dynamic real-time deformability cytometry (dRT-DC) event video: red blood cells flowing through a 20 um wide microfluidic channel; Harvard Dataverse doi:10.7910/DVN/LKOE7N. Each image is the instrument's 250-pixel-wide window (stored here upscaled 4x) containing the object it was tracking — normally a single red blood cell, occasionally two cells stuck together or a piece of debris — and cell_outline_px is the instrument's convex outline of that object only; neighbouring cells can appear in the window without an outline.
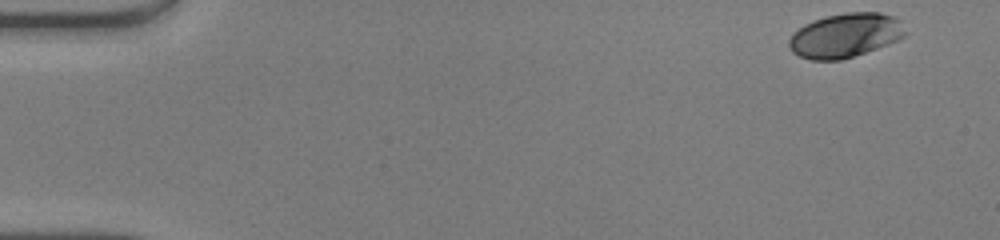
{"species": "human", "species_latin": "Homo sapiens", "temperature_condition": "warm", "stored_images_in_passage": 48, "camera_frame_rate_fps": 3000, "um_per_image_px": 0.085, "donor": {"sex": "male"}, "frame": {"image": 1, "passage_image": 1, "time_ms": 0.0, "image_size_px": [1000, 240], "cell_outline_px": [[908, 32], [904, 36], [888, 44], [840, 60], [812, 60], [800, 56], [792, 52], [788, 48], [788, 40], [792, 32], [804, 24], [812, 20], [824, 16], [848, 12], [880, 12], [892, 16], [900, 20]], "centroid_in_image_um": [71.81, 2.99], "position_along_channel_um": 13.2, "area_um2": 30.11}}
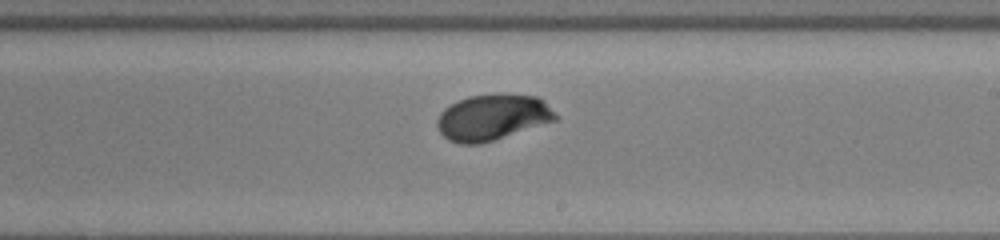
{"frame": {"image": 2, "passage_image": 28, "time_ms": 9.0, "image_size_px": [1000, 240], "cell_outline_px": [[560, 116], [556, 120], [480, 144], [460, 144], [448, 140], [440, 132], [436, 124], [436, 120], [440, 112], [444, 108], [468, 96], [504, 92], [536, 96], [544, 100]], "centroid_in_image_um": [41.87, 9.94], "position_along_channel_um": 247.1, "area_um2": 32.02}}
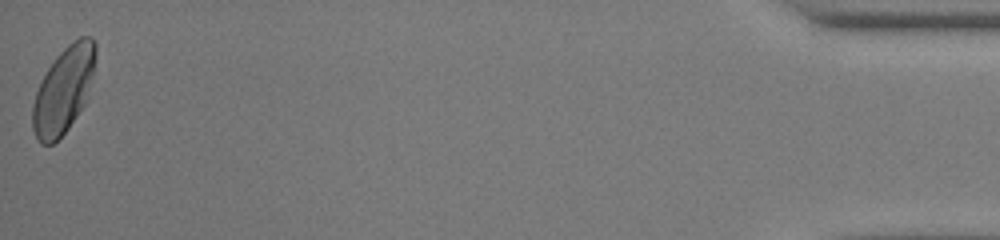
{"frame": {"image": 3, "passage_image": 48, "time_ms": 15.667, "image_size_px": [1000, 240], "cell_outline_px": [[96, 56], [92, 76], [84, 104], [68, 128], [52, 144], [40, 144], [36, 140], [32, 128], [32, 104], [36, 92], [48, 68], [56, 56], [72, 40], [80, 36], [92, 36], [96, 44]], "centroid_in_image_um": [5.39, 7.64], "position_along_channel_um": 429.8, "area_um2": 31.33}, "authors_computed_cell_mechanics": {"area_um2": 30.4028, "velocity_mm_per_s": 4.1544, "shape_relaxation_time_tau1_ms": 3.8198, "shape_relaxation_time_tau2_ms": null, "deformation_change_tau1": 0.1641, "deformation_change_tau2": null}}